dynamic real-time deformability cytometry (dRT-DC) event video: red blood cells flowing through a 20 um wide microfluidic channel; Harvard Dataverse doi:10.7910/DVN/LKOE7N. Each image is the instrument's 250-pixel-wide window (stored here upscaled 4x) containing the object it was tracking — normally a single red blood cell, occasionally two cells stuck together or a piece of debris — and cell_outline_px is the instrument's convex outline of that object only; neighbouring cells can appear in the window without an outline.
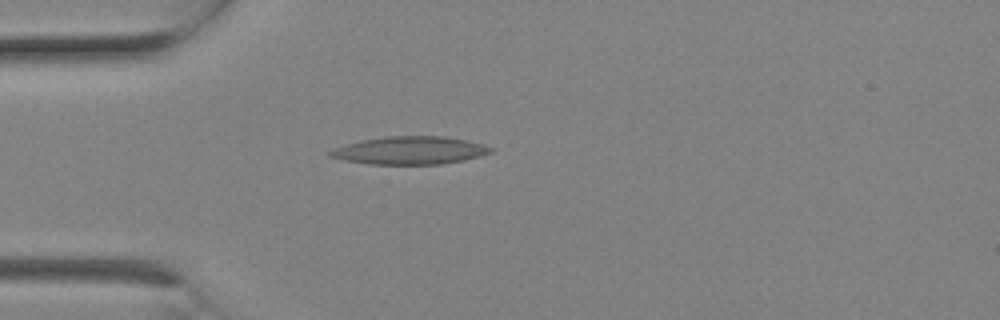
{"species": "Egyptian fruit bat (a non-hibernating species)", "species_latin": "Rousettus aegyptiacus", "temperature_condition": "room temperature", "stored_images_in_passage": 1, "camera_frame_rate_fps": 3000, "um_per_image_px": 0.085, "animal": {"sex": "female"}, "frame": {"image": 1, "passage_image": 1, "time_ms": 0.0, "image_size_px": [1000, 320], "cell_outline_px": [[496, 148], [492, 152], [480, 156], [440, 164], [368, 164], [344, 160], [328, 156], [324, 152], [332, 148], [344, 144], [364, 140], [388, 136], [444, 136], [468, 140], [484, 144]], "centroid_in_image_um": [34.81, 12.78], "position_along_channel_um": 50.2, "area_um2": 26.24}}